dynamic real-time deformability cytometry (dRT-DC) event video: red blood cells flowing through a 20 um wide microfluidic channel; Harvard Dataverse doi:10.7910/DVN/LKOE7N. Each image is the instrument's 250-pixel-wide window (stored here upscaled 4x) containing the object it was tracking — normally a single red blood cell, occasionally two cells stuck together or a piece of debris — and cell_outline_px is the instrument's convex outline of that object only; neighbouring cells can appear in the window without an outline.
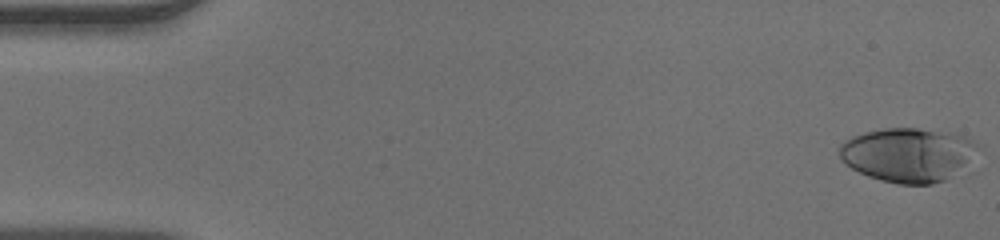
{"species": "human", "species_latin": "Homo sapiens", "temperature_condition": "warm", "stored_images_in_passage": 50, "camera_frame_rate_fps": 3000, "um_per_image_px": 0.085, "donor": {"sex": "male"}, "frame": {"image": 1, "passage_image": 1, "time_ms": 0.0, "image_size_px": [1000, 240], "cell_outline_px": [[980, 144], [944, 180], [932, 184], [896, 184], [880, 180], [868, 176], [852, 168], [840, 160], [840, 144], [844, 140], [852, 136], [864, 132], [884, 128], [916, 128], [964, 136]], "centroid_in_image_um": [77.03, 13.14], "position_along_channel_um": 8.0, "area_um2": 42.31}}
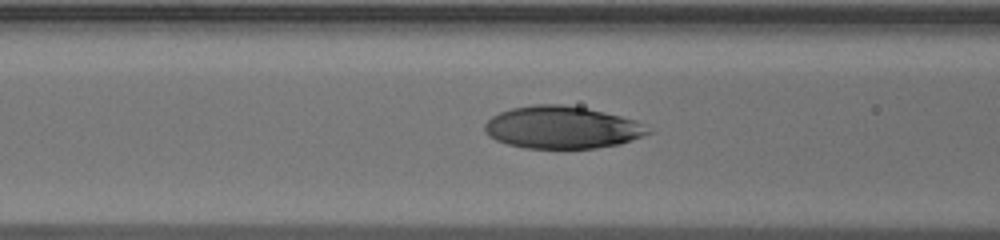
{"frame": {"image": 2, "passage_image": 20, "time_ms": 6.333, "image_size_px": [1000, 240], "cell_outline_px": [[652, 132], [632, 140], [620, 144], [596, 148], [524, 148], [508, 144], [496, 140], [488, 136], [484, 132], [484, 124], [492, 116], [500, 112], [512, 108], [536, 104], [560, 104], [588, 108], [636, 120]], "centroid_in_image_um": [47.74, 10.83], "position_along_channel_um": 118.9, "area_um2": 40.29}}
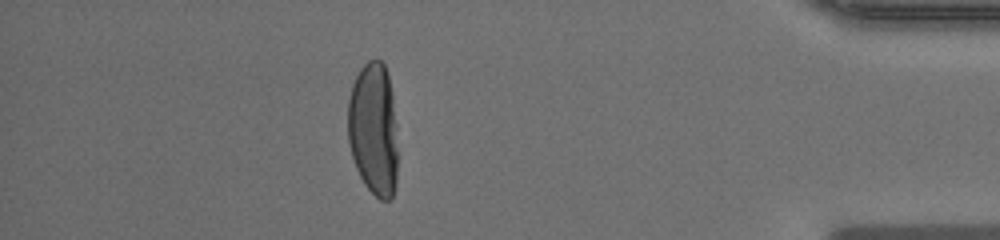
{"frame": {"image": 3, "passage_image": 44, "time_ms": 14.333, "image_size_px": [1000, 240], "cell_outline_px": [[396, 184], [392, 200], [380, 200], [364, 184], [356, 168], [352, 156], [348, 140], [348, 100], [352, 84], [360, 68], [368, 60], [376, 56], [384, 64], [388, 76], [392, 92], [396, 124]], "centroid_in_image_um": [31.75, 10.96], "position_along_channel_um": 403.5, "area_um2": 39.07}}